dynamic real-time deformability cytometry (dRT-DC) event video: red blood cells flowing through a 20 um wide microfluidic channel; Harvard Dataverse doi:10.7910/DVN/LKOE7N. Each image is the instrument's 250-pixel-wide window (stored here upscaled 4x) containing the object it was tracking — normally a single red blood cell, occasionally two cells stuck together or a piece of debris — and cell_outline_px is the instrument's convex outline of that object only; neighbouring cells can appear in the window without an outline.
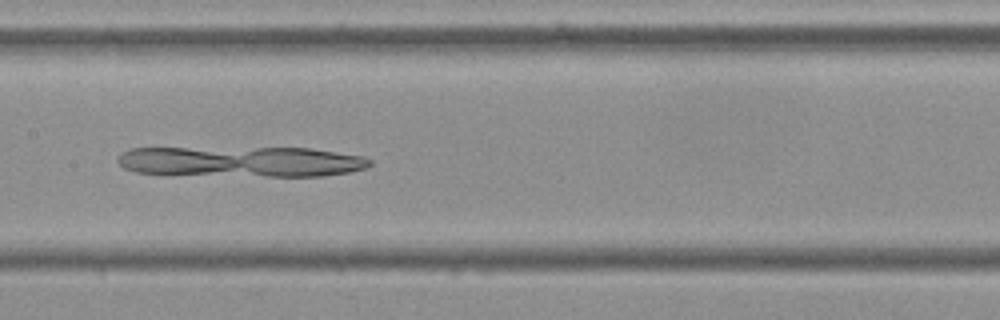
{"species": "Egyptian fruit bat (a non-hibernating species)", "species_latin": "Rousettus aegyptiacus", "temperature_condition": "cold", "stored_images_in_passage": 41, "camera_frame_rate_fps": 3000, "um_per_image_px": 0.085, "frame": {"image": 1, "passage_image": 16, "time_ms": 5.0, "image_size_px": [1000, 320], "cell_outline_px": [[372, 164], [364, 168], [348, 172], [320, 176], [268, 176], [136, 172], [124, 168], [116, 160], [120, 152], [132, 148], [312, 148], [364, 156], [372, 160]], "centroid_in_image_um": [20.56, 13.72], "position_along_channel_um": 186.8, "area_um2": 44.51}}